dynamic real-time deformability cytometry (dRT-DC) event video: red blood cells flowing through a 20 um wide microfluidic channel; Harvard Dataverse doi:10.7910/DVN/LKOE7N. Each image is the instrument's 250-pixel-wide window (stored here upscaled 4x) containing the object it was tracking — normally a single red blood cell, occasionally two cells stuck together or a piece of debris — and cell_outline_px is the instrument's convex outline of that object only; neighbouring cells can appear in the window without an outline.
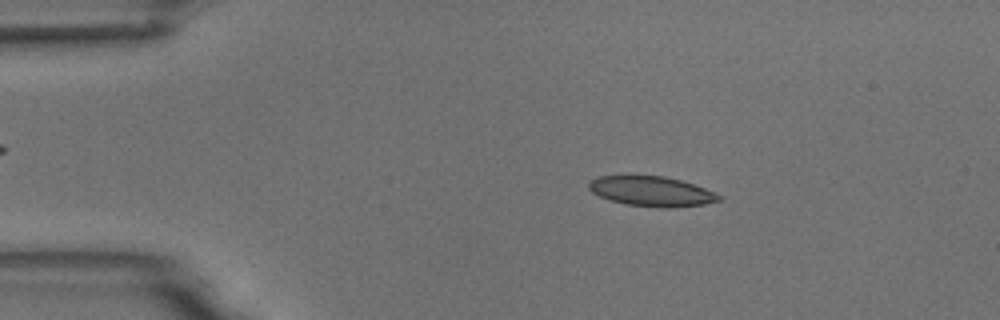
{"species": "common noctule bat (a hibernating species)", "species_latin": "Nyctalus noctula", "temperature_condition": "room temperature", "stored_images_in_passage": 5, "camera_frame_rate_fps": 3000, "um_per_image_px": 0.085, "animal": {"sex": "male", "body_mass_g": 18.8}, "frame": {"image": 1, "passage_image": 2, "time_ms": 1.0, "image_size_px": [1000, 320], "cell_outline_px": [[724, 196], [720, 200], [704, 204], [668, 208], [664, 208], [624, 204], [608, 200], [592, 192], [588, 188], [588, 184], [592, 180], [600, 176], [664, 176], [680, 180], [704, 188]], "centroid_in_image_um": [55.39, 16.27], "position_along_channel_um": 29.6, "area_um2": 22.54}}
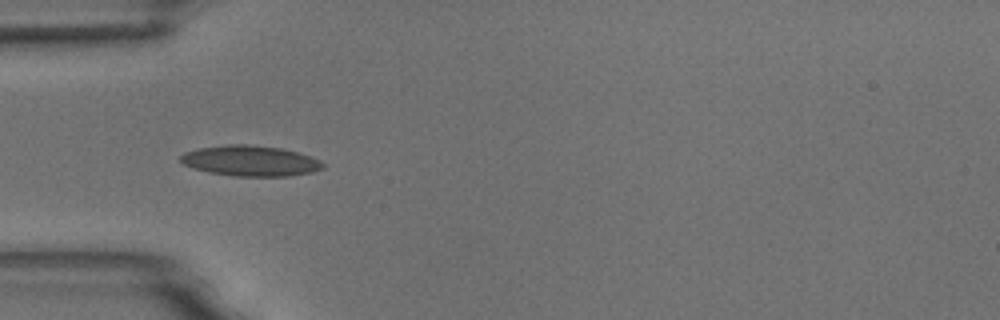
{"frame": {"image": 2, "passage_image": 4, "time_ms": 3.333, "image_size_px": [1000, 320], "cell_outline_px": [[324, 168], [312, 172], [288, 176], [232, 176], [208, 172], [184, 164], [180, 160], [180, 156], [184, 152], [196, 148], [228, 144], [244, 144], [280, 148], [296, 152], [320, 160], [324, 164]], "centroid_in_image_um": [21.26, 13.67], "position_along_channel_um": 63.7, "area_um2": 25.2}}